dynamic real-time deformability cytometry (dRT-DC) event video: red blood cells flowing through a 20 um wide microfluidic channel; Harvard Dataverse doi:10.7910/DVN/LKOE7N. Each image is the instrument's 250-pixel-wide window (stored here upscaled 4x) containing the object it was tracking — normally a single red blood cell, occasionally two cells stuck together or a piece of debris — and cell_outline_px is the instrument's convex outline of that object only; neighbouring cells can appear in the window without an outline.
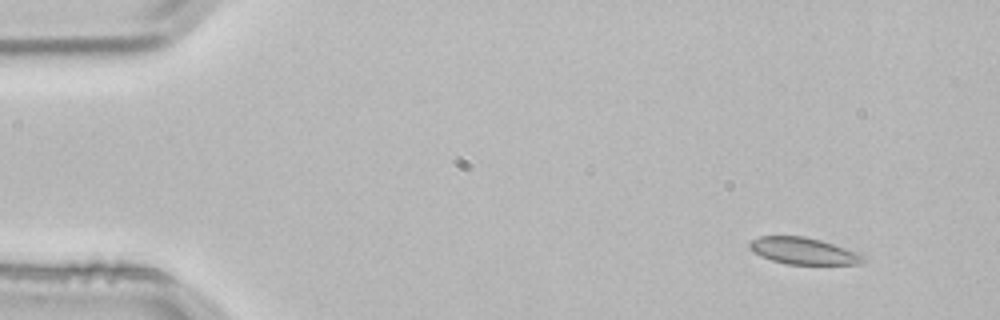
{"species": "common noctule bat (a hibernating species)", "species_latin": "Nyctalus noctula", "temperature_condition": "room temperature", "stored_images_in_passage": 3, "camera_frame_rate_fps": 3000, "um_per_image_px": 0.085, "animal": {"sex": "male", "body_mass_g": 21.5, "forearm_length_mm": 52.0}, "frame": {"image": 1, "passage_image": 1, "time_ms": 0.0, "image_size_px": [1000, 320], "cell_outline_px": [[864, 260], [860, 264], [788, 264], [772, 260], [760, 256], [752, 252], [748, 248], [748, 244], [752, 240], [760, 236], [804, 236], [820, 240], [856, 252], [864, 256]], "centroid_in_image_um": [68.22, 21.33], "position_along_channel_um": 16.8, "area_um2": 17.51}}
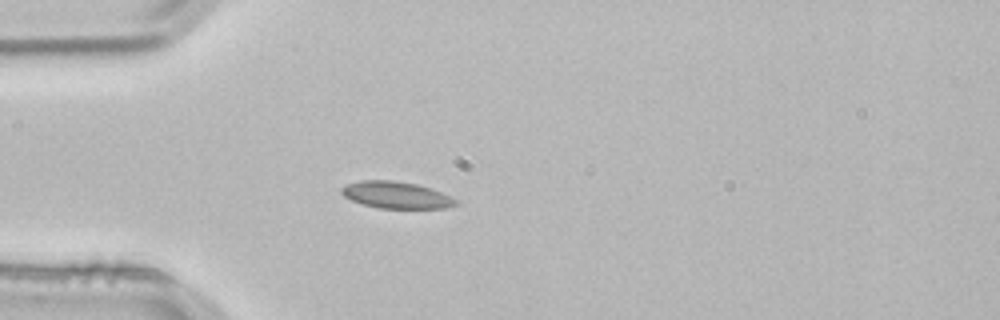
{"frame": {"image": 2, "passage_image": 3, "time_ms": 0.667, "image_size_px": [1000, 320], "cell_outline_px": [[460, 204], [444, 208], [380, 208], [364, 204], [352, 200], [344, 196], [340, 192], [340, 188], [344, 184], [360, 180], [392, 180], [416, 184], [432, 188], [456, 200]], "centroid_in_image_um": [33.64, 16.56], "position_along_channel_um": 51.4, "area_um2": 17.8}}